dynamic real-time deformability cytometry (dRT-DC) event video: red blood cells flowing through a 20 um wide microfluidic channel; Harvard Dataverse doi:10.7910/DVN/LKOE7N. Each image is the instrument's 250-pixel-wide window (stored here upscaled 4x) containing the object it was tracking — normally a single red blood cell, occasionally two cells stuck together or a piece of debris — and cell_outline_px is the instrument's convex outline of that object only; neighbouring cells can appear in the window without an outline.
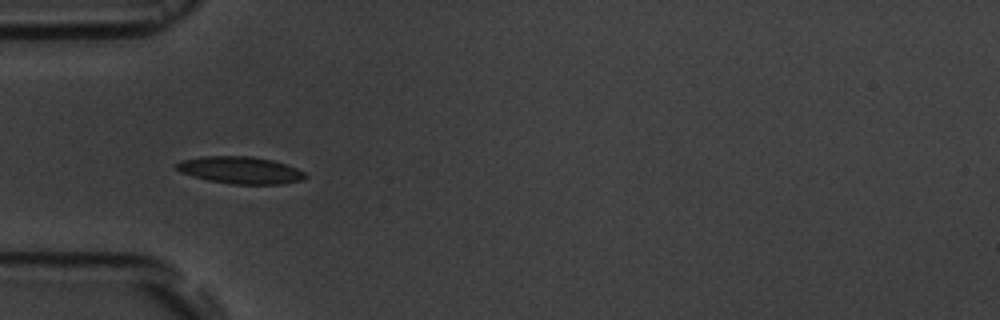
{"species": "common noctule bat (a hibernating species)", "species_latin": "Nyctalus noctula", "temperature_condition": "room temperature", "stored_images_in_passage": 5, "camera_frame_rate_fps": 3000, "um_per_image_px": 0.085, "animal": {"sex": "male", "body_mass_g": 19.5, "forearm_length_mm": 54.6}, "frame": {"image": 1, "passage_image": 5, "time_ms": 4.667, "image_size_px": [1000, 320], "cell_outline_px": [[308, 176], [304, 180], [284, 184], [232, 184], [208, 180], [192, 176], [180, 172], [172, 164], [180, 160], [200, 156], [252, 156], [272, 160], [296, 168], [304, 172]], "centroid_in_image_um": [20.4, 14.46], "position_along_channel_um": 64.6, "area_um2": 20.58}}